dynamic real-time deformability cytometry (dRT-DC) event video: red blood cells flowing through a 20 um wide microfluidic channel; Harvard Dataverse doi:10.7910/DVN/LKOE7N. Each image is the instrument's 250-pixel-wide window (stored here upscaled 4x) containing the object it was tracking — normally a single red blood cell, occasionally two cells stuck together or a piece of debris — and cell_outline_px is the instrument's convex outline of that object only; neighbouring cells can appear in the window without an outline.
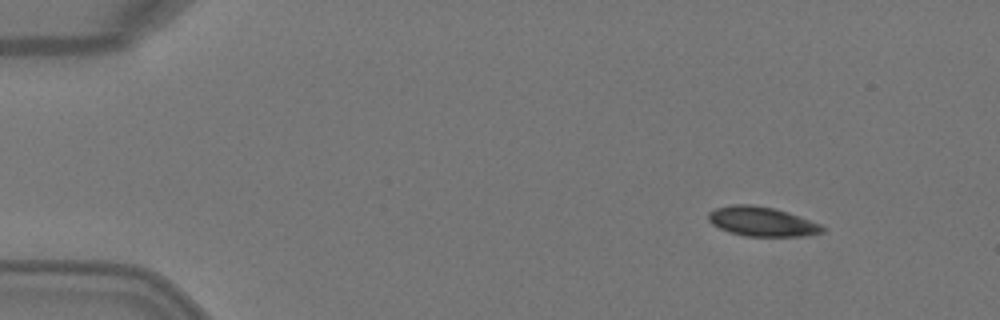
{"species": "Egyptian fruit bat (a non-hibernating species)", "species_latin": "Rousettus aegyptiacus", "temperature_condition": "warm", "stored_images_in_passage": 3, "camera_frame_rate_fps": 3000, "um_per_image_px": 0.085, "animal": {"sex": "female"}, "frame": {"image": 1, "passage_image": 1, "time_ms": 0.0, "image_size_px": [1000, 320], "cell_outline_px": [[828, 228], [824, 232], [804, 236], [748, 236], [728, 232], [712, 224], [708, 220], [708, 212], [716, 208], [732, 204], [752, 204], [776, 208], [800, 216], [820, 224]], "centroid_in_image_um": [64.78, 18.82], "position_along_channel_um": 20.2, "area_um2": 19.77}}
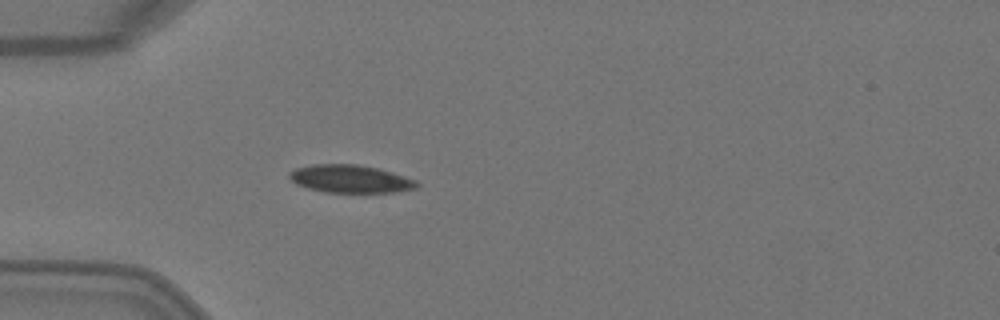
{"frame": {"image": 2, "passage_image": 3, "time_ms": 0.667, "image_size_px": [1000, 320], "cell_outline_px": [[420, 184], [416, 188], [396, 192], [324, 192], [308, 188], [296, 184], [288, 176], [288, 172], [296, 168], [312, 164], [356, 164], [376, 168], [392, 172], [416, 180]], "centroid_in_image_um": [29.76, 15.2], "position_along_channel_um": 55.2, "area_um2": 20.63}}